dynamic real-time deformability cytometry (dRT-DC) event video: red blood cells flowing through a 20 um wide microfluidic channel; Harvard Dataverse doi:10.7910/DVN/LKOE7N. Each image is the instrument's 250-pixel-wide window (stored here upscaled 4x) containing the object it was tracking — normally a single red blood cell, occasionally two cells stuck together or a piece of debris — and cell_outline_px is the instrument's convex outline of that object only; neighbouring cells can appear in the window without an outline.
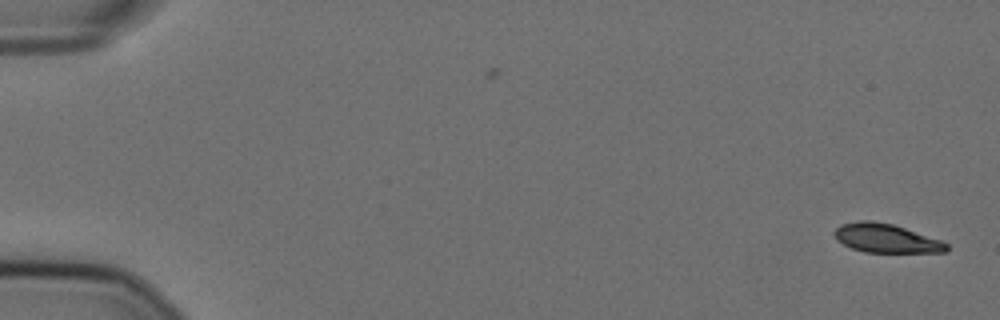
{"species": "Egyptian fruit bat (a non-hibernating species)", "species_latin": "Rousettus aegyptiacus", "temperature_condition": "cold", "stored_images_in_passage": 56, "camera_frame_rate_fps": 3000, "um_per_image_px": 0.085, "animal": {"sex": "female"}, "frame": {"image": 1, "passage_image": 1, "time_ms": 0.0, "image_size_px": [1000, 320], "cell_outline_px": [[948, 252], [864, 252], [852, 248], [836, 240], [832, 232], [840, 224], [860, 220], [872, 220], [892, 224], [940, 240], [948, 244]], "centroid_in_image_um": [75.27, 20.25], "position_along_channel_um": 9.7, "area_um2": 18.79}}
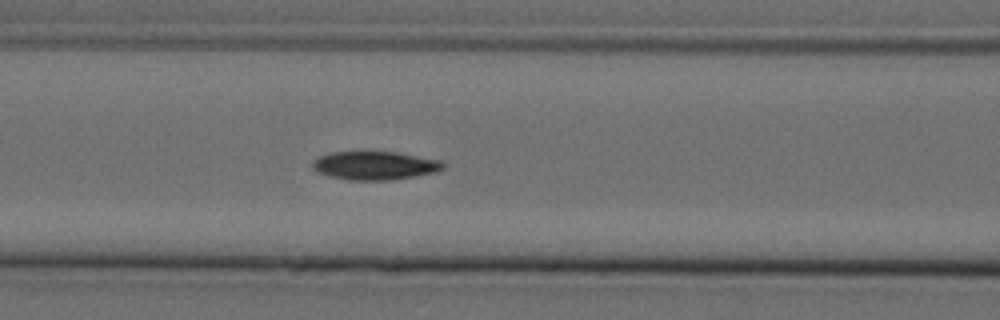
{"frame": {"image": 2, "passage_image": 24, "time_ms": 7.667, "image_size_px": [1000, 320], "cell_outline_px": [[448, 164], [444, 168], [436, 172], [392, 180], [348, 180], [328, 176], [316, 172], [312, 168], [312, 160], [320, 156], [332, 152], [396, 152], [444, 160]], "centroid_in_image_um": [31.89, 14.07], "position_along_channel_um": 134.7, "area_um2": 21.96}}
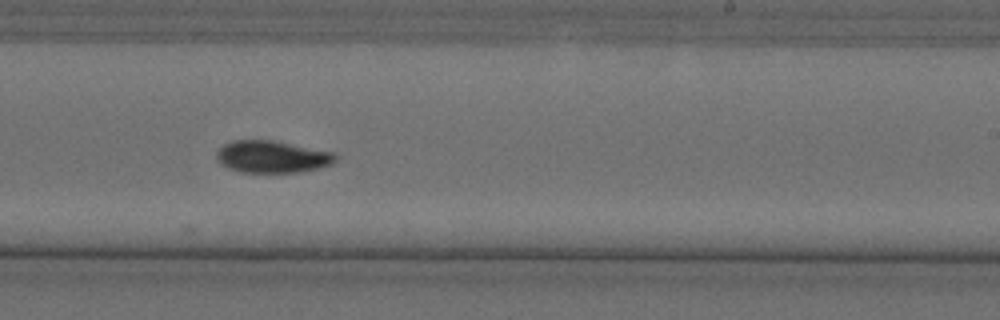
{"frame": {"image": 3, "passage_image": 35, "time_ms": 11.333, "image_size_px": [1000, 320], "cell_outline_px": [[340, 156], [332, 164], [320, 168], [300, 172], [240, 172], [228, 168], [220, 164], [216, 156], [216, 152], [224, 144], [232, 140], [272, 140], [336, 152]], "centroid_in_image_um": [23.17, 13.32], "position_along_channel_um": 265.8, "area_um2": 22.54}, "authors_computed_cell_mechanics": {"area_um2": 21.5883, "velocity_mm_per_s": 3.5881, "shape_relaxation_time_tau1_ms": 5.1036, "shape_relaxation_time_tau2_ms": null, "deformation_change_tau1": 0.1523, "deformation_change_tau2": null}}